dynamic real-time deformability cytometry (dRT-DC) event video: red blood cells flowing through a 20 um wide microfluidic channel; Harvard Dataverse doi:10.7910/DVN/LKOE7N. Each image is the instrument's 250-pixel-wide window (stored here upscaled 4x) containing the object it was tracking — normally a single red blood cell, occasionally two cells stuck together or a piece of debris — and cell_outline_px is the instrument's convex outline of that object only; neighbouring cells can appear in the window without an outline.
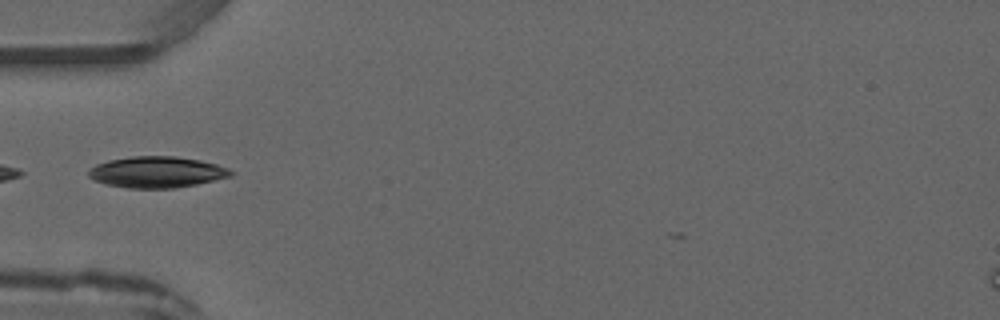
{"species": "common noctule bat (a hibernating species)", "species_latin": "Nyctalus noctula", "temperature_condition": "warm", "stored_images_in_passage": 2, "camera_frame_rate_fps": 3000, "um_per_image_px": 0.085, "animal": {"sex": "male", "forearm_length_mm": 52.5}, "frame": {"image": 1, "passage_image": 2, "time_ms": 1.333, "image_size_px": [1000, 320], "cell_outline_px": [[236, 172], [232, 176], [196, 184], [176, 188], [128, 188], [104, 184], [92, 180], [88, 176], [88, 168], [96, 164], [108, 160], [132, 156], [176, 156], [200, 160], [216, 164], [228, 168]], "centroid_in_image_um": [13.3, 14.63], "position_along_channel_um": 71.7, "area_um2": 26.13}}